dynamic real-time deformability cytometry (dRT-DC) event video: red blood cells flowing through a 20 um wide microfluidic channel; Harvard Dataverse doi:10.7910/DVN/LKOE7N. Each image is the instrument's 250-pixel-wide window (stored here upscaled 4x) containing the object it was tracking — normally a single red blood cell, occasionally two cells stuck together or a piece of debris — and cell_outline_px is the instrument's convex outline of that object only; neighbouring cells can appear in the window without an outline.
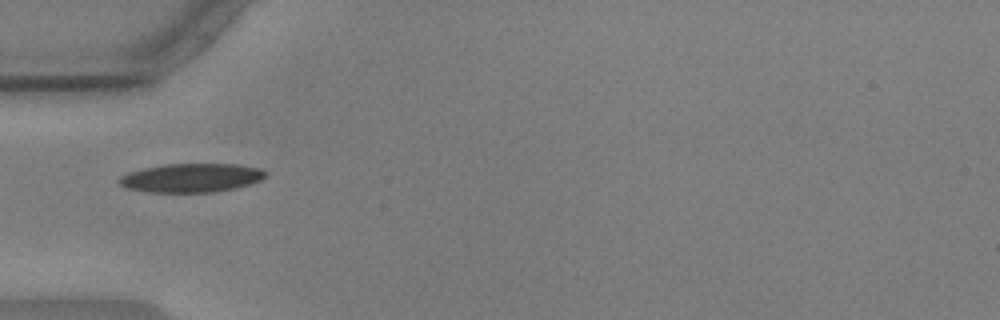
{"species": "common noctule bat (a hibernating species)", "species_latin": "Nyctalus noctula", "temperature_condition": "warm", "stored_images_in_passage": 13, "camera_frame_rate_fps": 3000, "um_per_image_px": 0.085, "animal": {"sex": "male", "body_mass_g": 17.9, "forearm_length_mm": 54.2}, "frame": {"image": 1, "passage_image": 1, "time_ms": 0.0, "image_size_px": [1000, 320], "cell_outline_px": [[268, 176], [260, 180], [236, 188], [212, 192], [148, 192], [124, 188], [116, 180], [120, 176], [128, 172], [144, 168], [164, 164], [240, 164], [260, 168], [268, 172]], "centroid_in_image_um": [16.26, 15.11], "position_along_channel_um": 68.7, "area_um2": 24.8}}
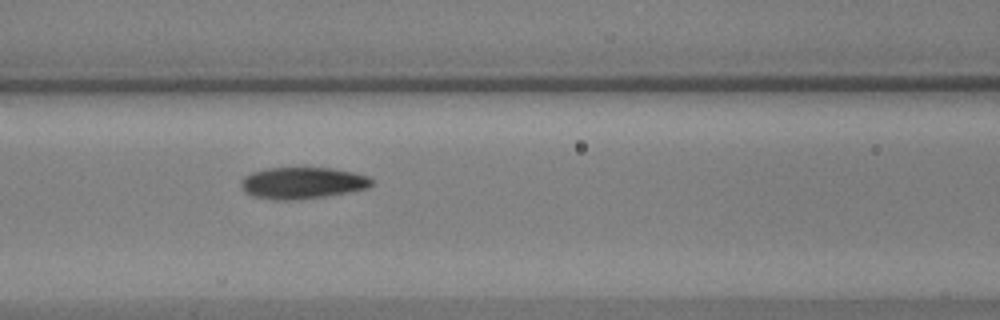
{"frame": {"image": 2, "passage_image": 7, "time_ms": 2.0, "image_size_px": [1000, 320], "cell_outline_px": [[372, 184], [368, 188], [328, 196], [296, 200], [276, 200], [252, 196], [244, 192], [240, 188], [240, 180], [244, 176], [252, 172], [268, 168], [332, 168], [356, 172], [368, 176], [372, 180]], "centroid_in_image_um": [25.68, 15.56], "position_along_channel_um": 140.9, "area_um2": 24.33}}
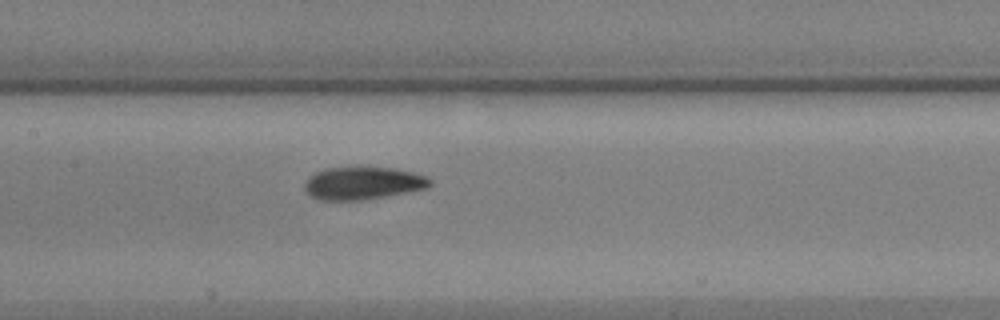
{"frame": {"image": 3, "passage_image": 10, "time_ms": 3.0, "image_size_px": [1000, 320], "cell_outline_px": [[432, 184], [428, 188], [384, 196], [360, 200], [320, 200], [312, 196], [304, 188], [304, 184], [308, 176], [316, 172], [328, 168], [360, 164], [392, 168], [412, 172], [428, 176], [432, 180]], "centroid_in_image_um": [30.85, 15.52], "position_along_channel_um": 176.5, "area_um2": 24.51}}